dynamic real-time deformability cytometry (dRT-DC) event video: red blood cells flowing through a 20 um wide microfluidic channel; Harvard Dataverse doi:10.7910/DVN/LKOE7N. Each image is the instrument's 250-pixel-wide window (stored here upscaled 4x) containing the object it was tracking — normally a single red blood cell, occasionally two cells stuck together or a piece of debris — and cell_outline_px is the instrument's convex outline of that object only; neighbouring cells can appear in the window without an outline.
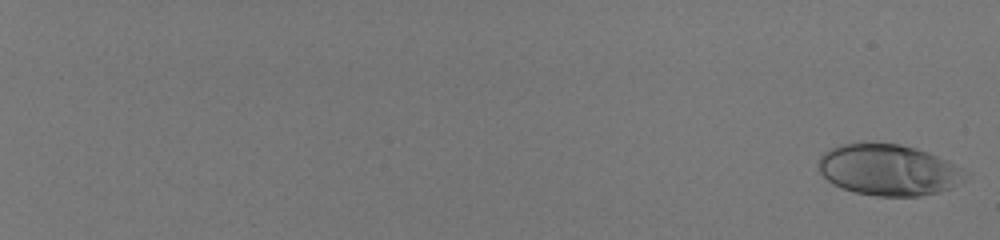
{"species": "human", "species_latin": "Homo sapiens", "temperature_condition": "room temperature", "stored_images_in_passage": 58, "camera_frame_rate_fps": 3000, "um_per_image_px": 0.085, "donor": {"sex": "male"}, "frame": {"image": 1, "passage_image": 1, "time_ms": 0.0, "image_size_px": [1000, 240], "cell_outline_px": [[972, 176], [948, 188], [936, 192], [920, 196], [876, 196], [856, 192], [832, 184], [820, 172], [820, 156], [824, 152], [840, 144], [860, 140], [876, 140], [900, 144], [916, 148], [948, 160], [972, 172]], "centroid_in_image_um": [75.56, 14.39], "position_along_channel_um": 9.4, "area_um2": 44.68}}
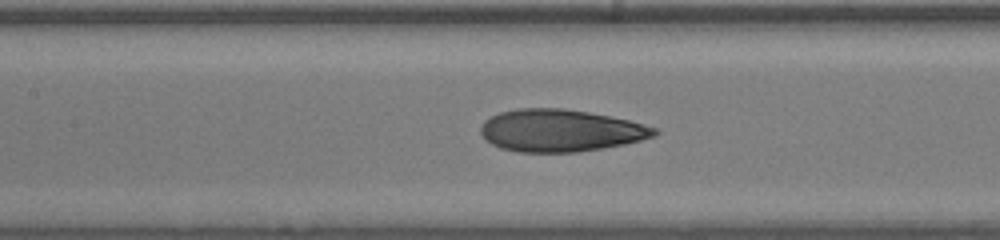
{"frame": {"image": 2, "passage_image": 34, "time_ms": 11.0, "image_size_px": [1000, 240], "cell_outline_px": [[660, 132], [656, 136], [624, 144], [576, 152], [520, 152], [500, 148], [484, 140], [480, 132], [480, 128], [484, 120], [500, 112], [516, 108], [564, 108], [588, 112], [628, 120], [656, 128]], "centroid_in_image_um": [47.6, 11.09], "position_along_channel_um": 159.8, "area_um2": 42.71}}
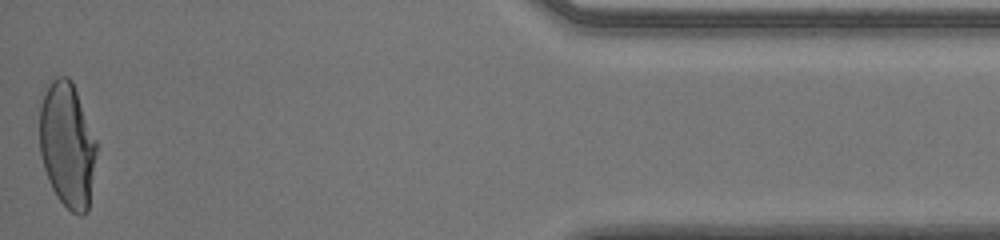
{"frame": {"image": 3, "passage_image": 58, "time_ms": 19.0, "image_size_px": [1000, 240], "cell_outline_px": [[96, 152], [88, 212], [80, 216], [72, 212], [56, 196], [48, 180], [44, 168], [40, 152], [40, 104], [44, 92], [52, 80], [56, 76], [68, 76], [72, 80], [96, 140]], "centroid_in_image_um": [5.71, 12.31], "position_along_channel_um": 429.5, "area_um2": 41.38}, "authors_computed_cell_mechanics": {"area_um2": 42.2229, "velocity_mm_per_s": 4.0112, "shape_relaxation_time_tau1_ms": 6.8031, "shape_relaxation_time_tau2_ms": 0.7097, "deformation_change_tau1": 0.266, "deformation_change_tau2": 0.0659}}